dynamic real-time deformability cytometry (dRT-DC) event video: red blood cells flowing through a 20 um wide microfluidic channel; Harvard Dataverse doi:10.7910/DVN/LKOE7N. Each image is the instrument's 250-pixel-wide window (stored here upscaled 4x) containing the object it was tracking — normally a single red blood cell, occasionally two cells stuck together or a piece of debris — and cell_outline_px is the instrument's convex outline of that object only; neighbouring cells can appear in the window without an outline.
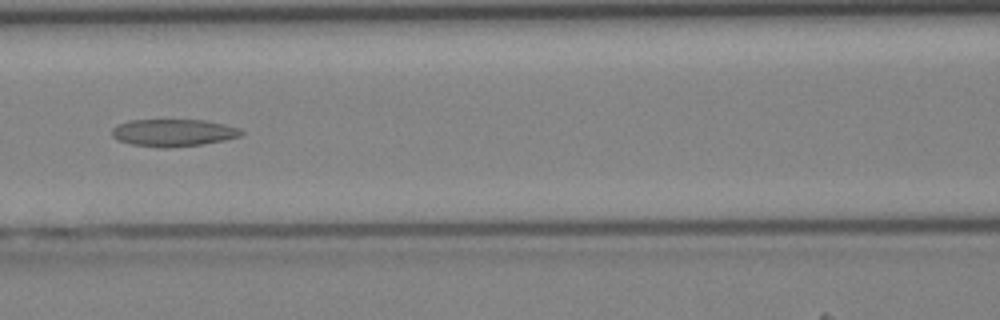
{"species": "Egyptian fruit bat (a non-hibernating species)", "species_latin": "Rousettus aegyptiacus", "temperature_condition": "cold", "stored_images_in_passage": 41, "camera_frame_rate_fps": 3000, "um_per_image_px": 0.085, "animal": {"sex": "female"}, "frame": {"image": 1, "passage_image": 18, "time_ms": 5.667, "image_size_px": [1000, 320], "cell_outline_px": [[244, 132], [240, 136], [224, 140], [200, 144], [164, 148], [132, 144], [116, 140], [112, 136], [112, 128], [116, 124], [128, 120], [204, 120], [224, 124], [240, 128]], "centroid_in_image_um": [14.7, 11.27], "position_along_channel_um": 151.9, "area_um2": 20.52}}
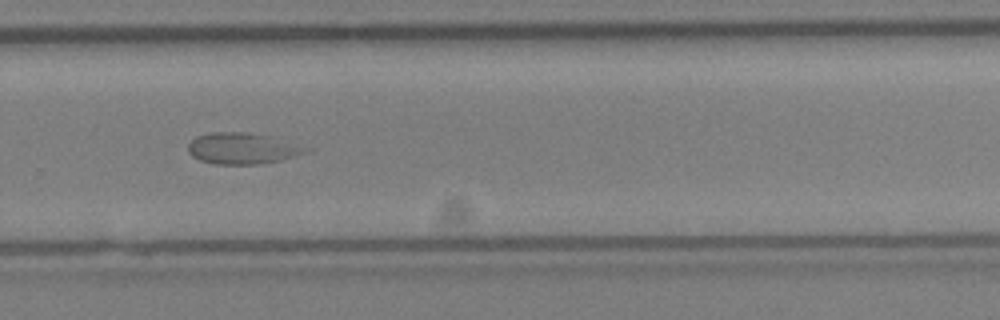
{"frame": {"image": 2, "passage_image": 28, "time_ms": 9.0, "image_size_px": [1000, 320], "cell_outline_px": [[304, 152], [280, 160], [256, 164], [216, 164], [200, 160], [192, 156], [188, 152], [188, 144], [196, 136], [212, 132], [248, 132], [268, 136], [304, 148]], "centroid_in_image_um": [20.44, 12.61], "position_along_channel_um": 309.4, "area_um2": 20.63}}
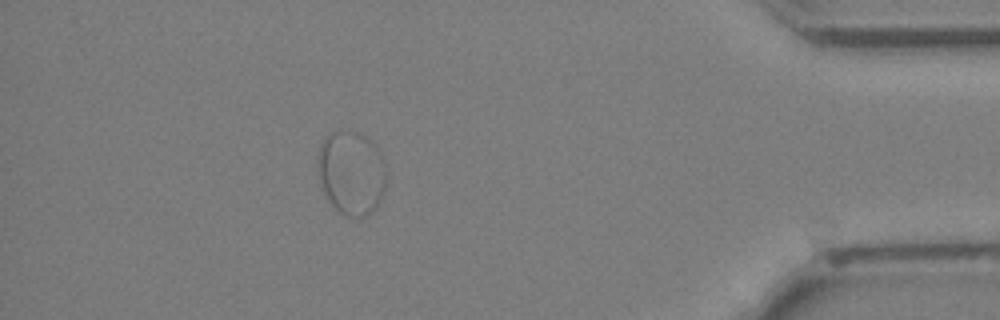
{"frame": {"image": 3, "passage_image": 37, "time_ms": 12.0, "image_size_px": [1000, 320], "cell_outline_px": [[388, 176], [380, 200], [376, 208], [364, 216], [348, 216], [340, 212], [328, 200], [324, 192], [316, 168], [316, 156], [320, 144], [324, 136], [340, 128], [356, 132], [364, 136], [376, 144], [384, 160]], "centroid_in_image_um": [29.85, 14.63], "position_along_channel_um": 405.3, "area_um2": 34.22}}